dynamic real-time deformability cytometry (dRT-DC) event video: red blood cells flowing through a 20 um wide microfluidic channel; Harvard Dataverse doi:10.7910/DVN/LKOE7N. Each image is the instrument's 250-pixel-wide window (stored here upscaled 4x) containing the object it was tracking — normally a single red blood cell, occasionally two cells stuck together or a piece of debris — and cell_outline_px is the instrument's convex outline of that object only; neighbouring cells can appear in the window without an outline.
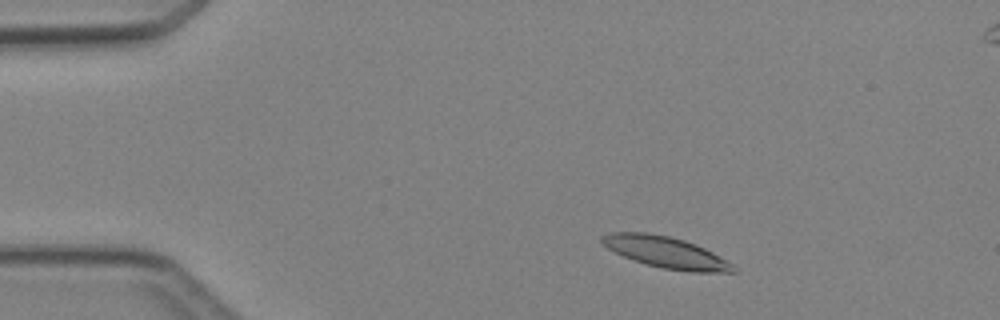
{"species": "Egyptian fruit bat (a non-hibernating species)", "species_latin": "Rousettus aegyptiacus", "temperature_condition": "cold", "stored_images_in_passage": 4, "camera_frame_rate_fps": 3000, "um_per_image_px": 0.085, "animal": {"sex": "female"}, "frame": {"image": 1, "passage_image": 2, "time_ms": 1.0, "image_size_px": [1000, 320], "cell_outline_px": [[736, 272], [692, 272], [664, 268], [632, 260], [608, 248], [600, 240], [600, 236], [612, 232], [648, 232], [668, 236], [684, 240], [696, 244], [712, 252], [732, 264], [736, 268]], "centroid_in_image_um": [56.59, 21.43], "position_along_channel_um": 28.4, "area_um2": 23.7}}